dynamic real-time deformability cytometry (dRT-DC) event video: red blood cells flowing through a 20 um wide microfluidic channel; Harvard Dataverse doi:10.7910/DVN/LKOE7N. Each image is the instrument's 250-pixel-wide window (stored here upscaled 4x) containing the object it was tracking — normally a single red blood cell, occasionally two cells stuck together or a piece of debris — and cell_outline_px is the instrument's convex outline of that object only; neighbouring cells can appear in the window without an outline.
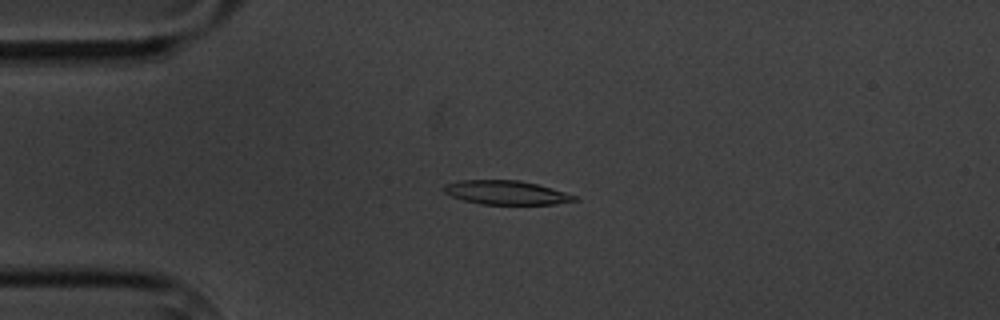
{"species": "common noctule bat (a hibernating species)", "species_latin": "Nyctalus noctula", "temperature_condition": "cold", "stored_images_in_passage": 6, "camera_frame_rate_fps": 3000, "um_per_image_px": 0.085, "animal": {"sex": "male", "body_mass_g": 20.1, "forearm_length_mm": 53.5}, "frame": {"image": 1, "passage_image": 4, "time_ms": 3.333, "image_size_px": [1000, 320], "cell_outline_px": [[580, 200], [556, 204], [484, 204], [464, 200], [452, 196], [444, 192], [444, 184], [460, 180], [520, 180], [552, 188], [576, 196]], "centroid_in_image_um": [43.04, 16.36], "position_along_channel_um": 42.0, "area_um2": 18.09}}
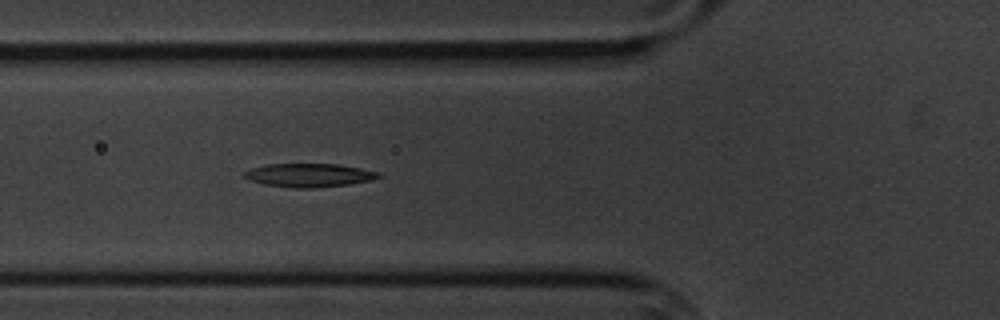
{"frame": {"image": 2, "passage_image": 6, "time_ms": 5.667, "image_size_px": [1000, 320], "cell_outline_px": [[384, 176], [372, 180], [348, 184], [312, 188], [292, 188], [264, 184], [248, 180], [244, 176], [244, 172], [248, 168], [268, 164], [340, 164], [380, 172]], "centroid_in_image_um": [26.27, 14.89], "position_along_channel_um": 99.5, "area_um2": 18.55}}